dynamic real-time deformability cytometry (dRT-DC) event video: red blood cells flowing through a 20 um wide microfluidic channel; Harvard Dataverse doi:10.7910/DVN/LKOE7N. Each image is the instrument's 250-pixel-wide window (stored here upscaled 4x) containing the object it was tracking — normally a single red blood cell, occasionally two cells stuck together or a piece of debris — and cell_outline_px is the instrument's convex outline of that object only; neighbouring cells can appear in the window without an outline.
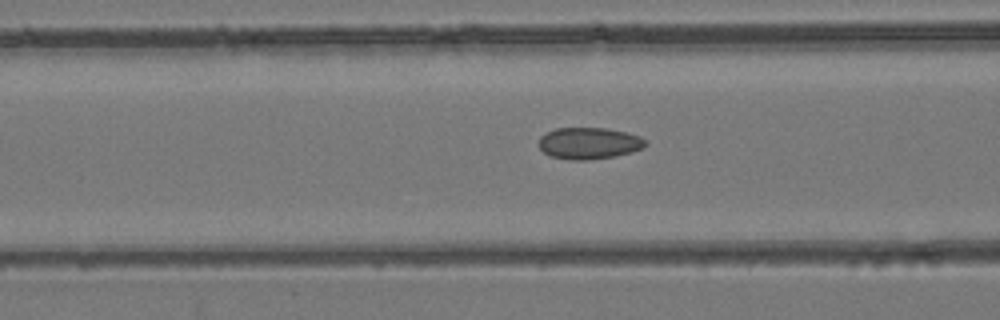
{"species": "common noctule bat (a hibernating species)", "species_latin": "Nyctalus noctula", "temperature_condition": "room temperature", "stored_images_in_passage": 43, "camera_frame_rate_fps": 3000, "um_per_image_px": 0.085, "animal": {"sex": "female", "body_mass_g": 24.6, "forearm_length_mm": 56.2}, "frame": {"image": 1, "passage_image": 17, "time_ms": 5.333, "image_size_px": [1000, 320], "cell_outline_px": [[648, 144], [644, 148], [632, 152], [616, 156], [588, 160], [572, 160], [552, 156], [544, 152], [540, 148], [540, 136], [556, 128], [604, 128], [628, 132], [640, 136], [648, 140]], "centroid_in_image_um": [50.14, 12.17], "position_along_channel_um": 116.5, "area_um2": 19.77}}
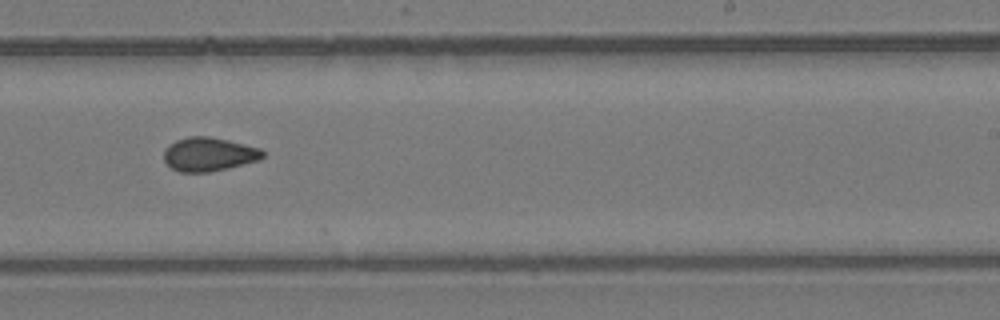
{"frame": {"image": 2, "passage_image": 27, "time_ms": 8.667, "image_size_px": [1000, 320], "cell_outline_px": [[264, 156], [260, 160], [228, 168], [208, 172], [180, 172], [172, 168], [164, 160], [164, 148], [168, 144], [176, 140], [188, 136], [208, 136], [228, 140], [260, 148], [264, 152]], "centroid_in_image_um": [17.74, 13.11], "position_along_channel_um": 271.3, "area_um2": 19.54}}
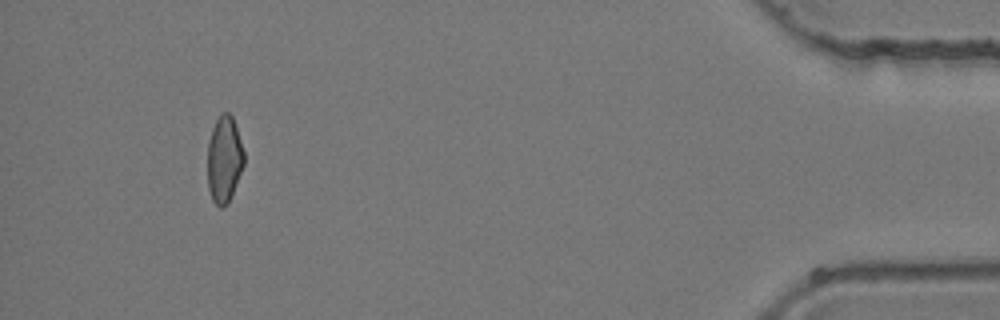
{"frame": {"image": 3, "passage_image": 41, "time_ms": 13.333, "image_size_px": [1000, 320], "cell_outline_px": [[244, 164], [228, 204], [220, 208], [212, 200], [208, 188], [208, 140], [212, 128], [220, 112], [228, 112], [232, 116], [244, 152]], "centroid_in_image_um": [19.05, 13.54], "position_along_channel_um": 416.2, "area_um2": 18.38}}